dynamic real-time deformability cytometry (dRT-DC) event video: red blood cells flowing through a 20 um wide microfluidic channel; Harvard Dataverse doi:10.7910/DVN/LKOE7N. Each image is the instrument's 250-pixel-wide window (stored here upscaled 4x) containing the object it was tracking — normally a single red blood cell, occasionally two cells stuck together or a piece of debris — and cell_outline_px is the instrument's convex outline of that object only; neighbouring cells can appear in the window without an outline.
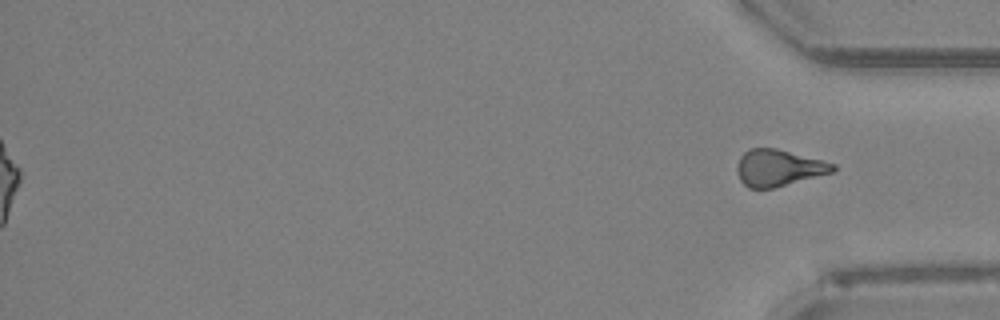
{"species": "Egyptian fruit bat (a non-hibernating species)", "species_latin": "Rousettus aegyptiacus", "temperature_condition": "room temperature", "stored_images_in_passage": 51, "segment_of_instrument_passage": [2, 2], "camera_frame_rate_fps": 3000, "um_per_image_px": 0.085, "animal": {"sex": "female"}, "frame": {"image": 1, "passage_image": 51, "time_ms": 16.667, "image_size_px": [1000, 320], "cell_outline_px": [[836, 168], [832, 172], [772, 188], [748, 188], [740, 180], [736, 172], [736, 164], [740, 156], [748, 148], [776, 148], [824, 160], [836, 164]], "centroid_in_image_um": [66.14, 14.25], "position_along_channel_um": 369.1, "area_um2": 20.46}}